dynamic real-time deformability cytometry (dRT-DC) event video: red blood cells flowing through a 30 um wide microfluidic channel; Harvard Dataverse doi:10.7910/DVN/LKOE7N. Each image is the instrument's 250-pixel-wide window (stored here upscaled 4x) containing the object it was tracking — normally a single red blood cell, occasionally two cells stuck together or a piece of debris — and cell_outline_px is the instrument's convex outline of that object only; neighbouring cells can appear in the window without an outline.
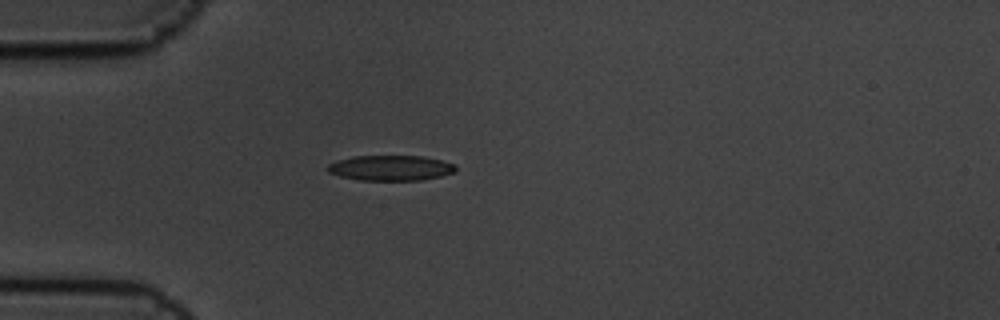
{"species": "common noctule bat (a hibernating species)", "species_latin": "Nyctalus noctula", "temperature_condition": "cold", "stored_images_in_passage": 1, "camera_frame_rate_fps": 3000, "um_per_image_px": 0.085, "animal": {"sex": "male", "body_mass_g": 19.5, "forearm_length_mm": 54.6}, "frame": {"image": 1, "passage_image": 1, "time_ms": 0.0, "image_size_px": [1000, 320], "cell_outline_px": [[456, 172], [440, 176], [420, 180], [360, 180], [340, 176], [328, 172], [328, 164], [336, 160], [352, 156], [424, 156], [456, 164]], "centroid_in_image_um": [33.21, 14.27], "position_along_channel_um": 51.8, "area_um2": 18.9}}